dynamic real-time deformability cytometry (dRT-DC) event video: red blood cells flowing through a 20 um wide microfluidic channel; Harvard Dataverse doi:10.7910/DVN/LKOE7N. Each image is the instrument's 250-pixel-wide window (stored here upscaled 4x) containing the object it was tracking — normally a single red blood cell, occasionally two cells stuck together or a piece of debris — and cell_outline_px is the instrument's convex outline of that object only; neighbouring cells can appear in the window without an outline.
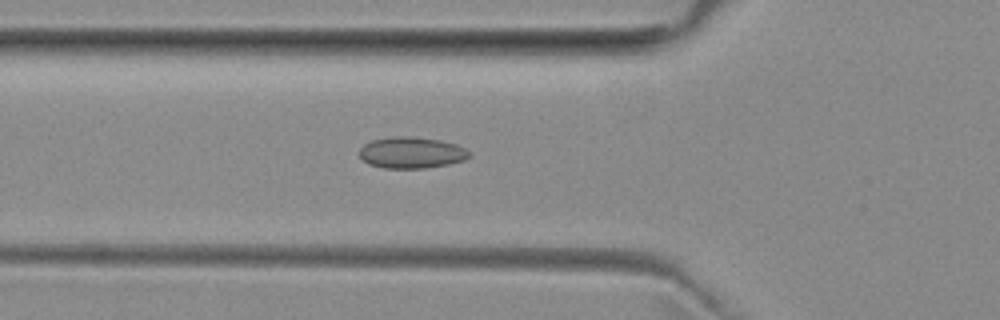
{"species": "common noctule bat (a hibernating species)", "species_latin": "Nyctalus noctula", "temperature_condition": "room temperature", "stored_images_in_passage": 51, "camera_frame_rate_fps": 3000, "um_per_image_px": 0.085, "animal": {"sex": "female", "body_mass_g": 29.2, "forearm_length_mm": 56.3}, "frame": {"image": 1, "passage_image": 17, "time_ms": 5.333, "image_size_px": [1000, 320], "cell_outline_px": [[472, 156], [464, 160], [448, 164], [424, 168], [384, 168], [368, 164], [360, 156], [360, 148], [364, 144], [372, 140], [396, 136], [408, 136], [440, 140], [456, 144], [472, 152]], "centroid_in_image_um": [35.0, 12.97], "position_along_channel_um": 90.8, "area_um2": 20.06}}
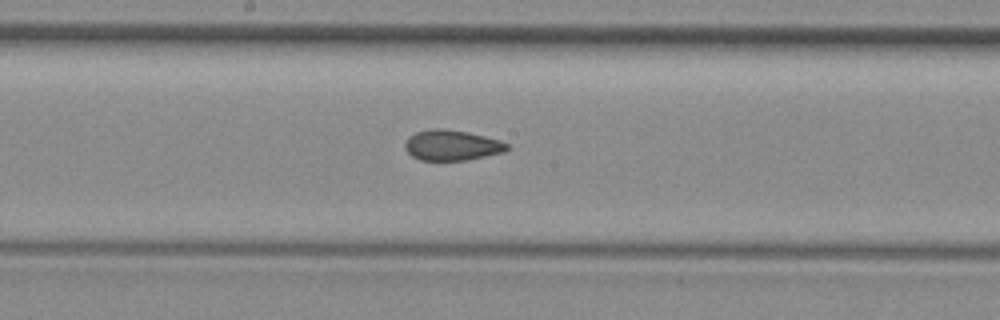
{"frame": {"image": 2, "passage_image": 26, "time_ms": 8.333, "image_size_px": [1000, 320], "cell_outline_px": [[508, 148], [504, 152], [468, 160], [420, 160], [412, 156], [404, 148], [404, 144], [408, 136], [416, 132], [432, 128], [444, 128], [468, 132], [500, 140], [508, 144]], "centroid_in_image_um": [38.38, 12.34], "position_along_channel_um": 209.8, "area_um2": 18.21}}
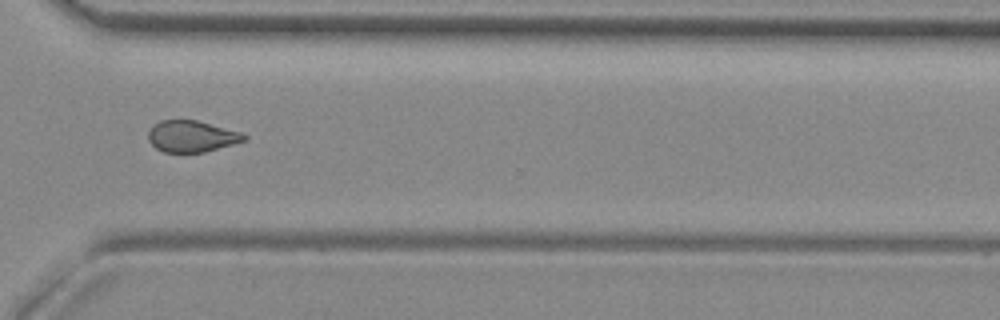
{"frame": {"image": 3, "passage_image": 37, "time_ms": 12.0, "image_size_px": [1000, 320], "cell_outline_px": [[248, 140], [204, 152], [164, 152], [156, 148], [148, 140], [148, 132], [160, 120], [196, 120], [240, 132], [248, 136]], "centroid_in_image_um": [16.31, 11.59], "position_along_channel_um": 354.3, "area_um2": 17.4}, "authors_computed_cell_mechanics": {"area_um2": 18.6116, "velocity_mm_per_s": 3.9542, "shape_relaxation_time_tau1_ms": null, "shape_relaxation_time_tau2_ms": 2.1218, "deformation_change_tau1": null, "deformation_change_tau2": 0.0661}}